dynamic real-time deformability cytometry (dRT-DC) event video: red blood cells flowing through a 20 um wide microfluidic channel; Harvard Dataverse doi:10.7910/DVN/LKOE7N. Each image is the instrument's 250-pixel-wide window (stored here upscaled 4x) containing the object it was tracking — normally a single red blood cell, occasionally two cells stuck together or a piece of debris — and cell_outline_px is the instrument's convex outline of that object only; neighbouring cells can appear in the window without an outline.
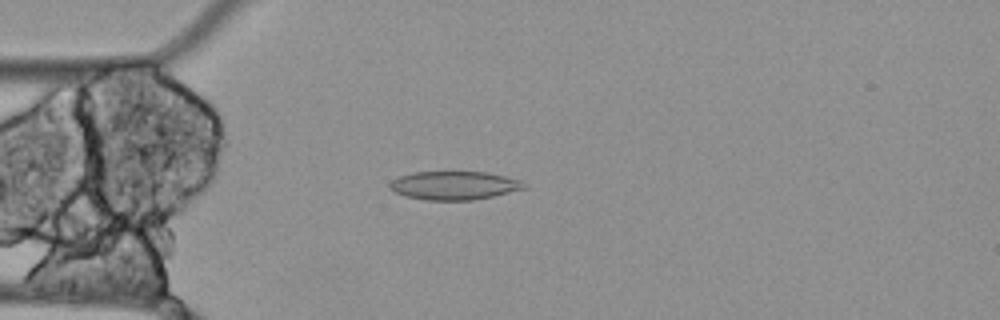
{"species": "Egyptian fruit bat (a non-hibernating species)", "species_latin": "Rousettus aegyptiacus", "temperature_condition": "cold", "stored_images_in_passage": 4, "camera_frame_rate_fps": 3000, "um_per_image_px": 0.085, "animal": {"sex": "female"}, "frame": {"image": 1, "passage_image": 3, "time_ms": 0.667, "image_size_px": [1000, 320], "cell_outline_px": [[528, 184], [524, 188], [492, 196], [472, 200], [424, 200], [404, 196], [396, 192], [388, 184], [392, 180], [400, 176], [412, 172], [488, 172], [520, 180]], "centroid_in_image_um": [38.59, 15.76], "position_along_channel_um": 46.4, "area_um2": 22.14}}